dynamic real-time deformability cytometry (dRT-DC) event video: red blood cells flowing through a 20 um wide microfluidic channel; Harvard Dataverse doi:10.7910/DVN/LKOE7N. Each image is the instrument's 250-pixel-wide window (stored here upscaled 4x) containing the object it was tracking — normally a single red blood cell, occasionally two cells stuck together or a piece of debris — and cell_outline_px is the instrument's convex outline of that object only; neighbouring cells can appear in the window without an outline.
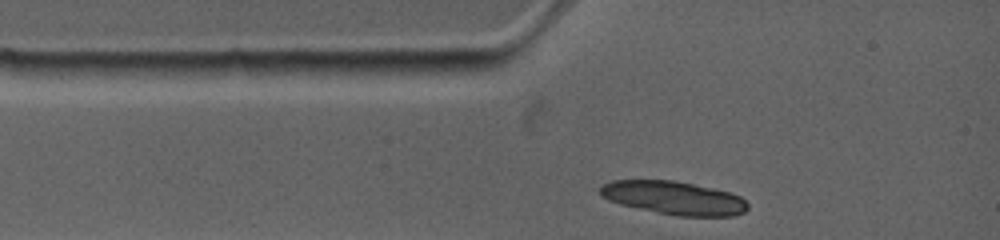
{"species": "common noctule bat (a hibernating species)", "species_latin": "Nyctalus noctula", "temperature_condition": "warm", "stored_images_in_passage": 2, "camera_frame_rate_fps": 4500, "um_per_image_px": 0.085, "animal": {"sex": "female", "body_mass_g": 19.0, "forearm_length_mm": 53.3}, "frame": {"image": 1, "passage_image": 1, "time_ms": 0.0, "image_size_px": [1000, 240], "cell_outline_px": [[748, 208], [744, 212], [736, 216], [676, 216], [656, 212], [620, 204], [608, 200], [600, 196], [600, 184], [612, 180], [672, 180], [732, 192], [740, 196], [748, 204]], "centroid_in_image_um": [57.27, 16.82], "position_along_channel_um": 27.7, "area_um2": 28.84}}